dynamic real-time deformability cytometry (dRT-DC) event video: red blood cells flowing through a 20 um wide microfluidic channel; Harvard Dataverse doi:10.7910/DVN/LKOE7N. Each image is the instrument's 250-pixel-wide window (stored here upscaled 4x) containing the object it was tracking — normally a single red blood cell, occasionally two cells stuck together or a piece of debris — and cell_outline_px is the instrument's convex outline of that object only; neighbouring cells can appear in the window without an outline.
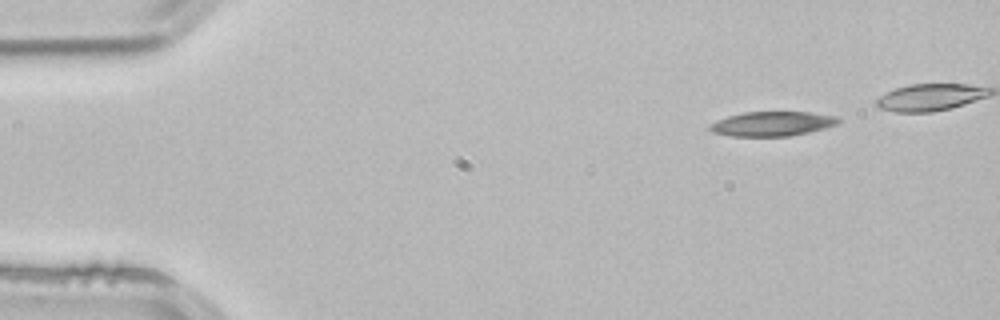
{"species": "common noctule bat (a hibernating species)", "species_latin": "Nyctalus noctula", "temperature_condition": "room temperature", "stored_images_in_passage": 5, "camera_frame_rate_fps": 3000, "um_per_image_px": 0.085, "animal": {"sex": "male", "body_mass_g": 21.5, "forearm_length_mm": 52.0}, "frame": {"image": 1, "passage_image": 1, "time_ms": 0.0, "image_size_px": [1000, 320], "cell_outline_px": [[840, 120], [836, 124], [824, 128], [808, 132], [788, 136], [732, 136], [712, 132], [708, 128], [708, 124], [716, 120], [728, 116], [744, 112], [812, 112], [836, 116]], "centroid_in_image_um": [65.59, 10.51], "position_along_channel_um": 19.4, "area_um2": 18.32}}